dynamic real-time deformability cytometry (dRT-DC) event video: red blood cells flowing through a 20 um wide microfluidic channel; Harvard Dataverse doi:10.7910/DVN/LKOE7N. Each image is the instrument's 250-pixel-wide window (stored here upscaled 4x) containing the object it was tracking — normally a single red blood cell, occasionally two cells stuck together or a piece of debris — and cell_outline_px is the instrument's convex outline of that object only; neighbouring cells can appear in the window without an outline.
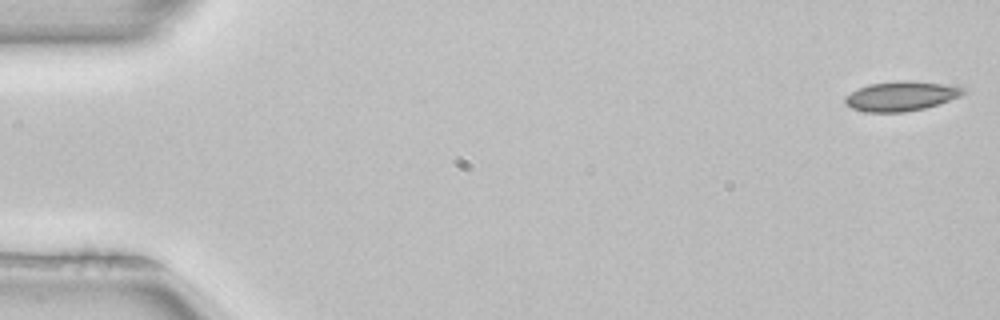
{"species": "common noctule bat (a hibernating species)", "species_latin": "Nyctalus noctula", "temperature_condition": "room temperature", "stored_images_in_passage": 6, "camera_frame_rate_fps": 3000, "um_per_image_px": 0.085, "animal": {"sex": "female", "body_mass_g": 22.7, "forearm_length_mm": 54.2}, "frame": {"image": 1, "passage_image": 1, "time_ms": 0.0, "image_size_px": [1000, 320], "cell_outline_px": [[968, 92], [960, 96], [940, 104], [924, 108], [904, 112], [868, 112], [852, 108], [844, 100], [844, 96], [856, 88], [868, 84], [900, 80], [908, 80], [940, 84], [964, 88]], "centroid_in_image_um": [76.57, 8.16], "position_along_channel_um": 8.4, "area_um2": 20.4}}